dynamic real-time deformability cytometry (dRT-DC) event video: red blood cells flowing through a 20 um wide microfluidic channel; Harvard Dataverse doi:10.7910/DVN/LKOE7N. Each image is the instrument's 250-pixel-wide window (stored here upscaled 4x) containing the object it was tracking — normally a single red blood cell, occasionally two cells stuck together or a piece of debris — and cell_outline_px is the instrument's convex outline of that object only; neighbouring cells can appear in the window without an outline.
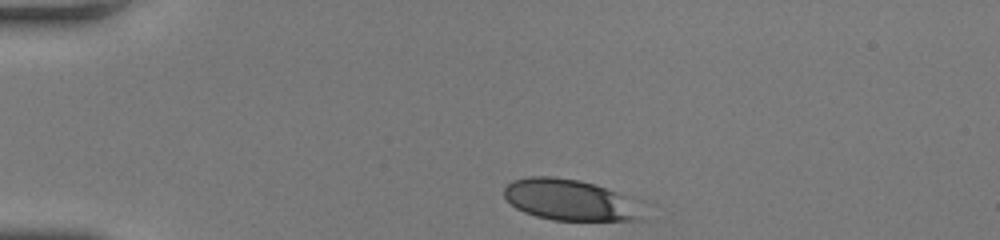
{"species": "human", "species_latin": "Homo sapiens", "temperature_condition": "room temperature", "stored_images_in_passage": 31, "camera_frame_rate_fps": 3000, "um_per_image_px": 0.085, "donor": {"sex": "female"}, "frame": {"image": 1, "passage_image": 1, "time_ms": 0.0, "image_size_px": [1000, 240], "cell_outline_px": [[644, 220], [552, 220], [536, 216], [524, 212], [516, 208], [504, 196], [504, 188], [512, 180], [528, 176], [552, 176], [576, 180], [596, 184], [616, 192], [624, 196]], "centroid_in_image_um": [48.29, 16.98], "position_along_channel_um": 36.7, "area_um2": 32.31}}
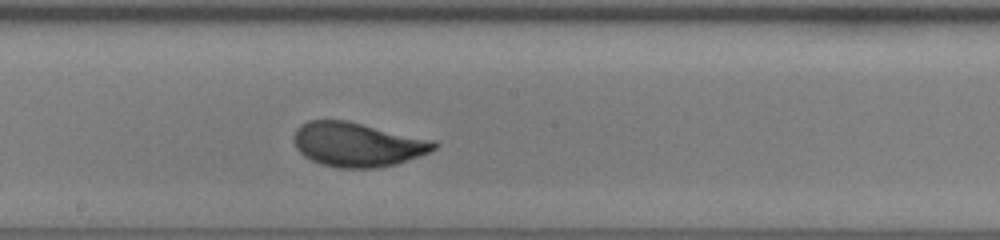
{"frame": {"image": 2, "passage_image": 18, "time_ms": 5.667, "image_size_px": [1000, 240], "cell_outline_px": [[440, 144], [436, 148], [428, 152], [396, 164], [376, 168], [336, 168], [320, 164], [304, 156], [296, 148], [296, 128], [300, 124], [308, 120], [348, 120], [436, 140]], "centroid_in_image_um": [30.41, 12.27], "position_along_channel_um": 217.8, "area_um2": 36.3}}
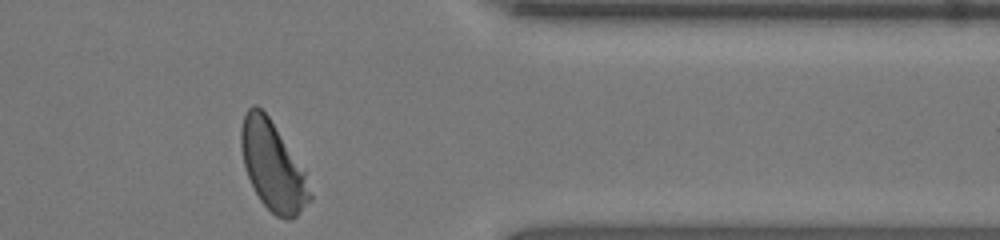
{"frame": {"image": 3, "passage_image": 31, "time_ms": 10.0, "image_size_px": [1000, 240], "cell_outline_px": [[312, 200], [292, 220], [284, 220], [276, 216], [260, 200], [248, 176], [244, 164], [240, 144], [240, 128], [244, 116], [248, 108], [252, 104], [256, 104], [268, 116], [304, 172], [312, 196]], "centroid_in_image_um": [23.16, 14.14], "position_along_channel_um": 388.2, "area_um2": 34.91}, "authors_computed_cell_mechanics": {"area_um2": 35.4314, "velocity_mm_per_s": 4.2037, "shape_relaxation_time_tau1_ms": 4.0947, "shape_relaxation_time_tau2_ms": null, "deformation_change_tau1": 0.1939, "deformation_change_tau2": null}}